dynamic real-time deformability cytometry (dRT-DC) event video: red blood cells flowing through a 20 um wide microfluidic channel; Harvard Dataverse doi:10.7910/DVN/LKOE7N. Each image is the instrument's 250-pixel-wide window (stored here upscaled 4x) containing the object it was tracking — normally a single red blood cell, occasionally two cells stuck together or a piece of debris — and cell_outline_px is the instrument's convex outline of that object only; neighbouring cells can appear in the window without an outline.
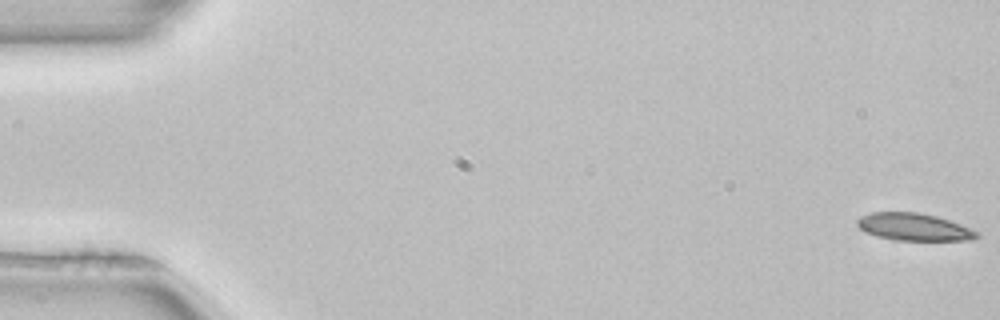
{"species": "common noctule bat (a hibernating species)", "species_latin": "Nyctalus noctula", "temperature_condition": "room temperature", "stored_images_in_passage": 52, "camera_frame_rate_fps": 3000, "um_per_image_px": 0.085, "animal": {"sex": "female", "body_mass_g": 22.7, "forearm_length_mm": 54.2}, "frame": {"image": 1, "passage_image": 1, "time_ms": 0.0, "image_size_px": [1000, 320], "cell_outline_px": [[980, 236], [972, 240], [892, 240], [876, 236], [864, 232], [856, 224], [856, 220], [860, 216], [872, 212], [916, 212], [936, 216], [960, 224], [976, 232]], "centroid_in_image_um": [77.62, 19.29], "position_along_channel_um": 7.4, "area_um2": 19.02}}
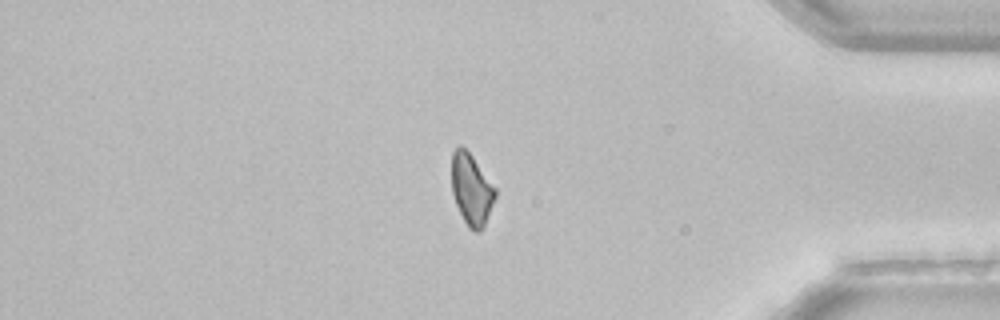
{"frame": {"image": 2, "passage_image": 44, "time_ms": 14.333, "image_size_px": [1000, 320], "cell_outline_px": [[496, 196], [484, 228], [480, 232], [476, 232], [468, 228], [456, 204], [452, 192], [452, 152], [460, 144], [472, 156], [496, 188]], "centroid_in_image_um": [40.08, 16.13], "position_along_channel_um": 395.1, "area_um2": 18.09}}
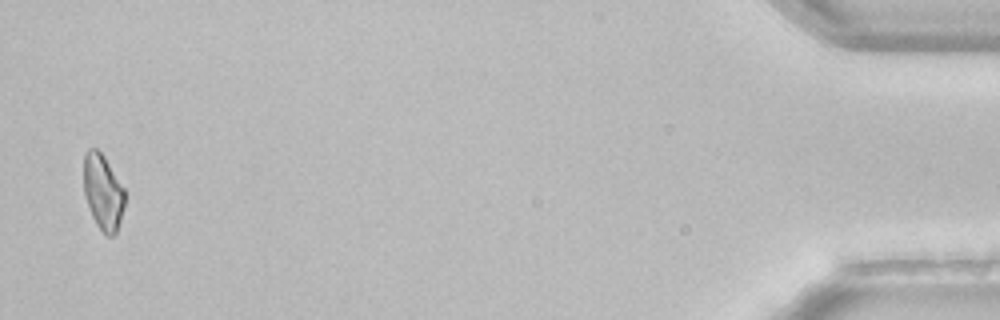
{"frame": {"image": 3, "passage_image": 51, "time_ms": 16.667, "image_size_px": [1000, 320], "cell_outline_px": [[124, 204], [120, 220], [116, 232], [112, 236], [108, 236], [96, 224], [92, 216], [84, 196], [84, 152], [88, 148], [96, 148], [104, 156], [124, 188]], "centroid_in_image_um": [8.73, 16.29], "position_along_channel_um": 426.5, "area_um2": 17.92}, "authors_computed_cell_mechanics": {"area_um2": 19.5364, "velocity_mm_per_s": 3.9834, "shape_relaxation_time_tau1_ms": 6.3596, "shape_relaxation_time_tau2_ms": null, "deformation_change_tau1": 0.1621, "deformation_change_tau2": null}}